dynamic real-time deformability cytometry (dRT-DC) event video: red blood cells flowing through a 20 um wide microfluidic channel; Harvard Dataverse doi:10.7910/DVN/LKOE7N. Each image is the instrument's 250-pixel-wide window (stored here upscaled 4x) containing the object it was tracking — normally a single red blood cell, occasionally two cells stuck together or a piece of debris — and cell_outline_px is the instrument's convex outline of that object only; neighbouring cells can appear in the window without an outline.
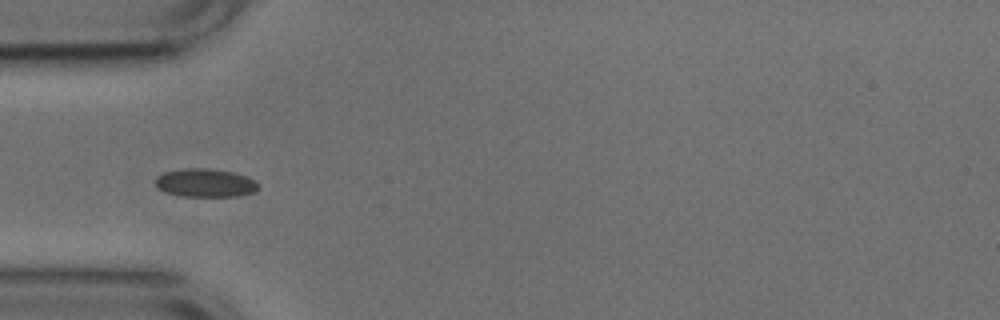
{"species": "common noctule bat (a hibernating species)", "species_latin": "Nyctalus noctula", "temperature_condition": "cold", "stored_images_in_passage": 27, "camera_frame_rate_fps": 3000, "um_per_image_px": 0.085, "animal": {"sex": "male", "body_mass_g": 17.9, "forearm_length_mm": 54.2}, "frame": {"image": 1, "passage_image": 1, "time_ms": 0.0, "image_size_px": [1000, 320], "cell_outline_px": [[260, 188], [256, 192], [240, 196], [180, 196], [164, 192], [156, 188], [156, 176], [164, 172], [184, 168], [208, 168], [232, 172], [248, 176], [260, 184]], "centroid_in_image_um": [17.47, 15.55], "position_along_channel_um": 67.5, "area_um2": 17.34}, "authors_computed_cell_mechanics": {"area_um2": 16.0684, "velocity_mm_per_s": 3.7289, "shape_relaxation_time_tau1_ms": 11.1064, "shape_relaxation_time_tau2_ms": null, "deformation_change_tau1": 0.1139, "deformation_change_tau2": null}}